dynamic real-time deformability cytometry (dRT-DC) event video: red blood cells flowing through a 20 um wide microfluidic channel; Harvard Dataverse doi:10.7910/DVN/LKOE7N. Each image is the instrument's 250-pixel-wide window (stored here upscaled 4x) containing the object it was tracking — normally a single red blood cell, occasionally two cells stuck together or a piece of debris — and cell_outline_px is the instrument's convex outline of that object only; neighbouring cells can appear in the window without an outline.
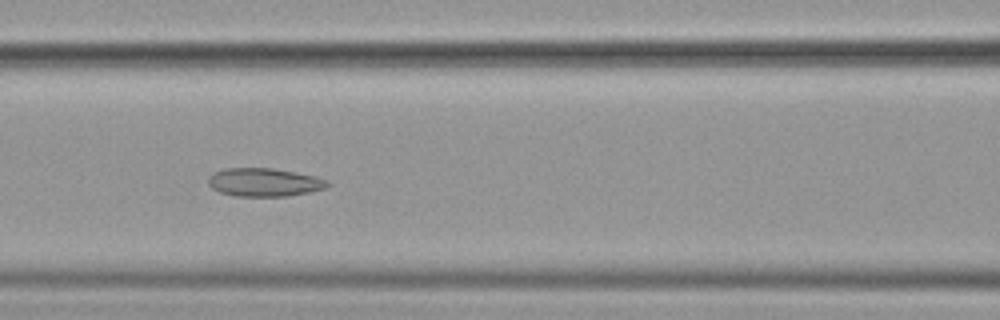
{"species": "common noctule bat (a hibernating species)", "species_latin": "Nyctalus noctula", "temperature_condition": "cold", "stored_images_in_passage": 38, "camera_frame_rate_fps": 3000, "um_per_image_px": 0.085, "animal": {"sex": "female", "body_mass_g": 19.9}, "frame": {"image": 1, "passage_image": 10, "time_ms": 3.0, "image_size_px": [1000, 320], "cell_outline_px": [[332, 184], [324, 188], [308, 192], [284, 196], [236, 196], [220, 192], [212, 188], [208, 184], [208, 180], [212, 172], [224, 168], [272, 168], [296, 172], [316, 176], [328, 180]], "centroid_in_image_um": [22.45, 15.48], "position_along_channel_um": 144.1, "area_um2": 19.71}}
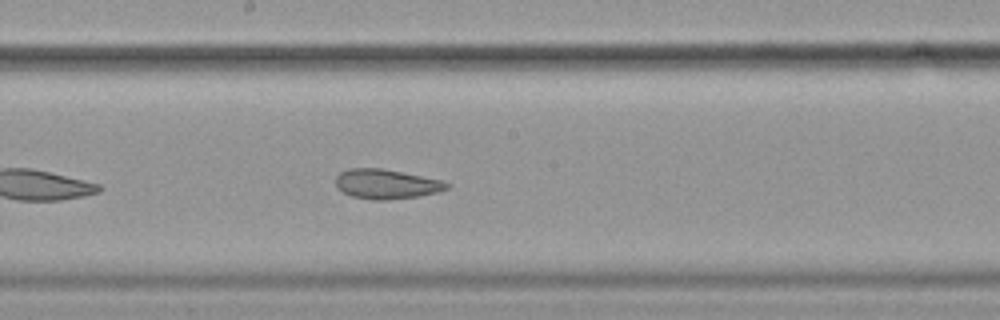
{"frame": {"image": 2, "passage_image": 16, "time_ms": 5.0, "image_size_px": [1000, 320], "cell_outline_px": [[448, 188], [436, 192], [416, 196], [384, 200], [372, 200], [352, 196], [336, 188], [336, 176], [340, 172], [348, 168], [380, 168], [440, 180], [448, 184]], "centroid_in_image_um": [32.75, 15.64], "position_along_channel_um": 215.4, "area_um2": 18.79}}
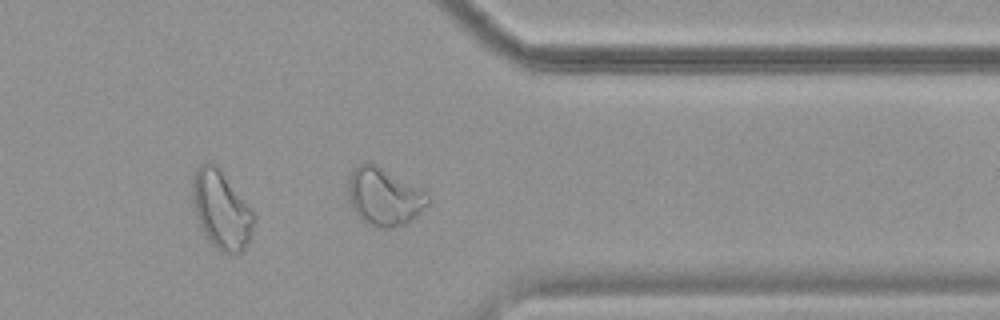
{"frame": {"image": 3, "passage_image": 30, "time_ms": 9.667, "image_size_px": [1000, 320], "cell_outline_px": [[432, 200], [416, 216], [404, 224], [392, 228], [384, 228], [368, 224], [352, 208], [348, 196], [348, 176], [352, 168], [360, 164], [376, 164], [428, 192]], "centroid_in_image_um": [32.67, 16.7], "position_along_channel_um": 378.7, "area_um2": 26.76}, "authors_computed_cell_mechanics": {"area_um2": 20.519, "velocity_mm_per_s": 3.5733, "shape_relaxation_time_tau1_ms": null, "shape_relaxation_time_tau2_ms": 2.2637, "deformation_change_tau1": null, "deformation_change_tau2": 0.0897}}